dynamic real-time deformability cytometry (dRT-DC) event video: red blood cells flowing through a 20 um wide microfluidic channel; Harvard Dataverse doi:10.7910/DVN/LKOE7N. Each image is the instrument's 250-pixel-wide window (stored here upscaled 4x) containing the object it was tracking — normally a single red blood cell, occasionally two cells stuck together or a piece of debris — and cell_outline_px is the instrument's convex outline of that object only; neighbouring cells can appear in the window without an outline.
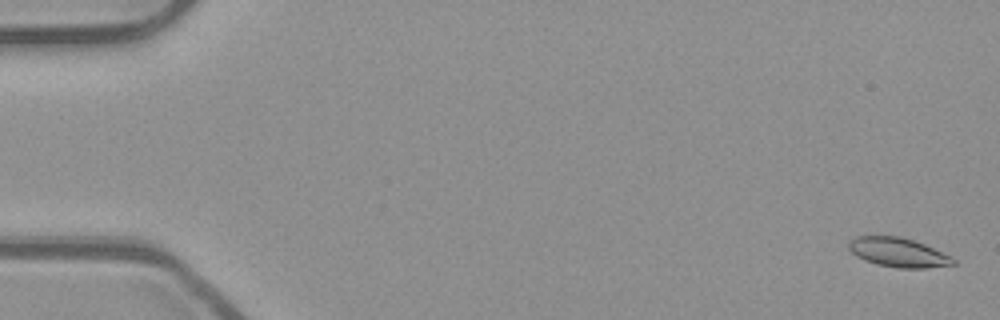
{"species": "common noctule bat (a hibernating species)", "species_latin": "Nyctalus noctula", "temperature_condition": "room temperature", "stored_images_in_passage": 54, "camera_frame_rate_fps": 3000, "um_per_image_px": 0.085, "animal": {"sex": "male", "body_mass_g": 23.1, "forearm_length_mm": 52.7}, "frame": {"image": 1, "passage_image": 2, "time_ms": 0.333, "image_size_px": [1000, 320], "cell_outline_px": [[956, 264], [924, 268], [896, 268], [876, 264], [864, 260], [856, 256], [848, 248], [848, 240], [856, 236], [900, 236], [924, 244], [952, 256], [956, 260]], "centroid_in_image_um": [76.33, 21.45], "position_along_channel_um": 8.7, "area_um2": 17.92}}
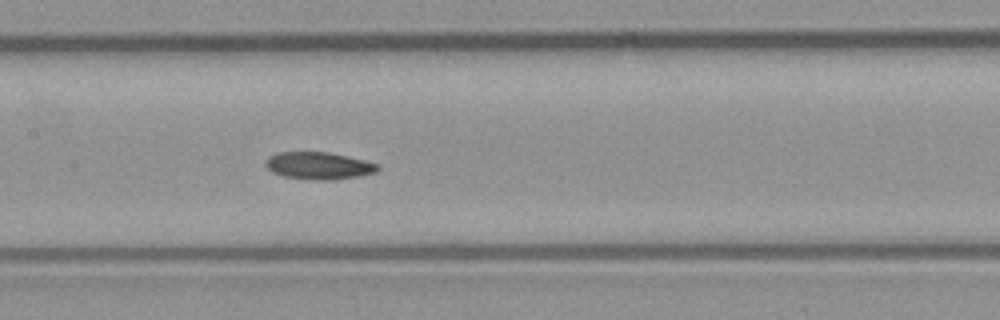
{"frame": {"image": 2, "passage_image": 27, "time_ms": 8.667, "image_size_px": [1000, 320], "cell_outline_px": [[380, 168], [376, 172], [336, 180], [320, 180], [284, 176], [272, 172], [264, 164], [264, 160], [268, 156], [276, 152], [328, 152], [348, 156], [380, 164]], "centroid_in_image_um": [27.08, 14.07], "position_along_channel_um": 180.3, "area_um2": 17.86}}
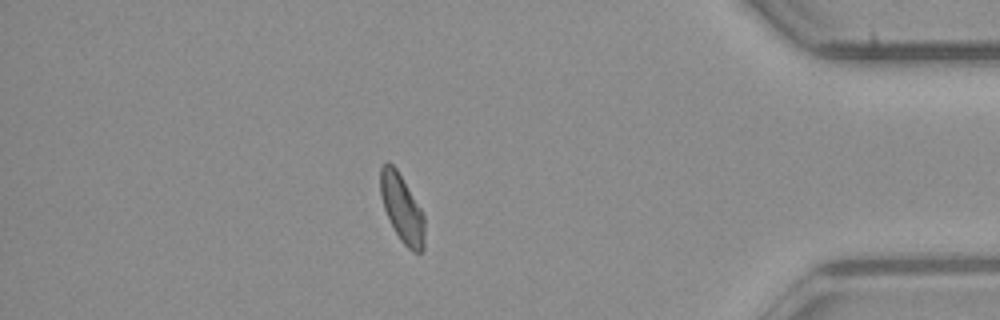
{"frame": {"image": 3, "passage_image": 47, "time_ms": 15.333, "image_size_px": [1000, 320], "cell_outline_px": [[424, 248], [420, 252], [412, 252], [400, 240], [384, 208], [380, 196], [380, 168], [388, 160], [396, 168], [420, 208], [424, 216]], "centroid_in_image_um": [34.16, 17.71], "position_along_channel_um": 401.0, "area_um2": 17.17}, "authors_computed_cell_mechanics": {"area_um2": 17.9469, "velocity_mm_per_s": 3.9176, "shape_relaxation_time_tau1_ms": 6.2513, "shape_relaxation_time_tau2_ms": null, "deformation_change_tau1": 0.1377, "deformation_change_tau2": null}}